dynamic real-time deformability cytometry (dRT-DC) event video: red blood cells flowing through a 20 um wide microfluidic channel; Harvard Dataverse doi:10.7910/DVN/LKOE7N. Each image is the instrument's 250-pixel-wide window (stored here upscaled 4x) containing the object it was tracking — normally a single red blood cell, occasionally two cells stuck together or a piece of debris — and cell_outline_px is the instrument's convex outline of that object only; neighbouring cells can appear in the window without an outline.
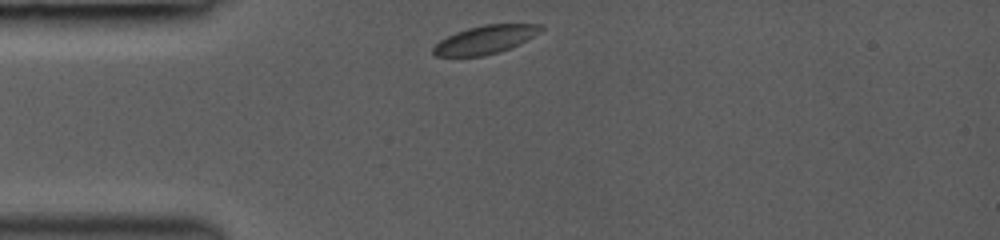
{"species": "common noctule bat (a hibernating species)", "species_latin": "Nyctalus noctula", "temperature_condition": "room temperature", "stored_images_in_passage": 62, "camera_frame_rate_fps": 3000, "um_per_image_px": 0.085, "animal": {"sex": "female", "body_mass_g": 19.0, "forearm_length_mm": 53.3}, "frame": {"image": 1, "passage_image": 1, "time_ms": 0.0, "image_size_px": [1000, 240], "cell_outline_px": [[544, 28], [540, 32], [520, 44], [500, 52], [484, 56], [432, 56], [432, 48], [440, 40], [456, 32], [468, 28], [484, 24], [544, 24]], "centroid_in_image_um": [41.26, 3.37], "position_along_channel_um": 43.7, "area_um2": 17.86}}
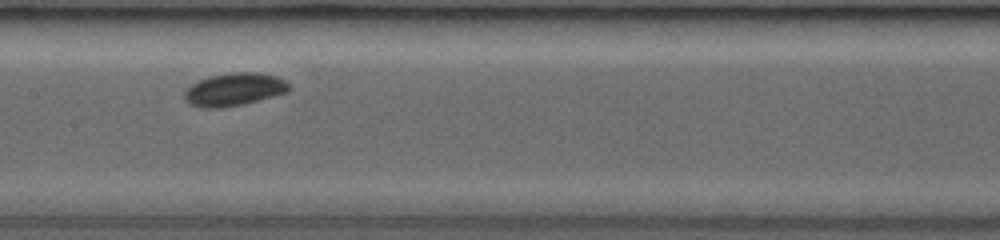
{"frame": {"image": 2, "passage_image": 33, "time_ms": 4.0, "image_size_px": [1000, 240], "cell_outline_px": [[292, 88], [288, 92], [244, 104], [220, 108], [200, 108], [188, 104], [184, 100], [184, 92], [192, 84], [200, 80], [212, 76], [232, 72], [260, 72], [280, 76]], "centroid_in_image_um": [19.93, 7.61], "position_along_channel_um": 187.5, "area_um2": 20.23}}
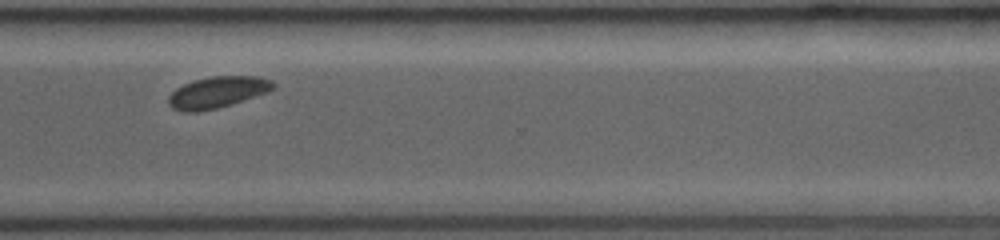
{"frame": {"image": 3, "passage_image": 61, "time_ms": 8.0, "image_size_px": [1000, 240], "cell_outline_px": [[276, 88], [268, 92], [232, 104], [200, 112], [184, 112], [172, 108], [168, 104], [168, 96], [176, 88], [192, 80], [212, 76], [260, 76], [272, 80], [276, 84]], "centroid_in_image_um": [18.5, 7.84], "position_along_channel_um": 352.1, "area_um2": 19.42}}